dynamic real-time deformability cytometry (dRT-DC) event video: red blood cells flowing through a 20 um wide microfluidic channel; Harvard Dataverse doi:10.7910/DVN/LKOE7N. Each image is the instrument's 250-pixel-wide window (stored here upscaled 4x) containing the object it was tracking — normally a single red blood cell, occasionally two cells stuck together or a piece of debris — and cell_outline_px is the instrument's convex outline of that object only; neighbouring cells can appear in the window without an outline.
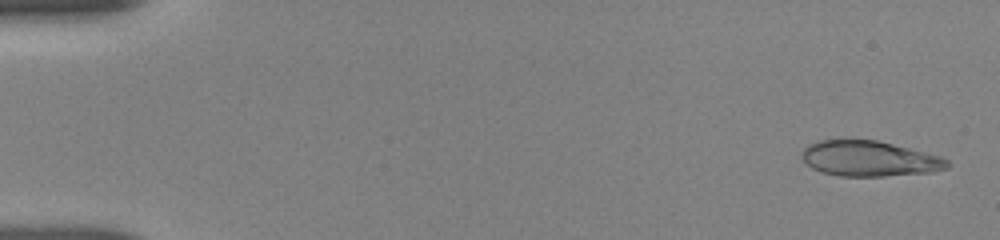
{"species": "human", "species_latin": "Homo sapiens", "temperature_condition": "room temperature", "stored_images_in_passage": 30, "camera_frame_rate_fps": 3000, "um_per_image_px": 0.085, "donor": {"sex": "female"}, "frame": {"image": 1, "passage_image": 1, "time_ms": 0.0, "image_size_px": [1000, 240], "cell_outline_px": [[952, 164], [948, 168], [932, 172], [884, 176], [840, 176], [824, 172], [812, 168], [800, 156], [800, 152], [808, 144], [820, 140], [876, 140], [940, 156], [948, 160]], "centroid_in_image_um": [73.9, 13.49], "position_along_channel_um": 11.1, "area_um2": 29.88}}
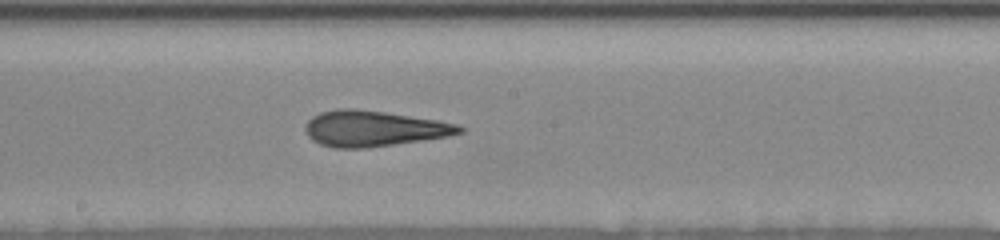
{"frame": {"image": 2, "passage_image": 17, "time_ms": 9.0, "image_size_px": [1000, 240], "cell_outline_px": [[464, 132], [448, 136], [368, 148], [332, 148], [320, 144], [312, 140], [308, 136], [304, 128], [308, 120], [312, 116], [320, 112], [336, 108], [356, 108], [384, 112], [436, 120], [456, 124], [464, 128]], "centroid_in_image_um": [31.7, 10.92], "position_along_channel_um": 216.5, "area_um2": 32.08}}
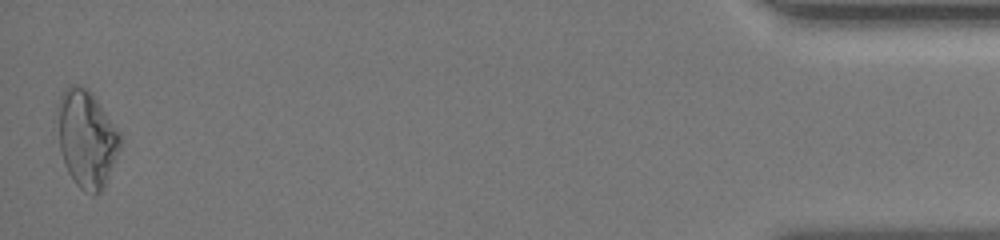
{"frame": {"image": 3, "passage_image": 30, "time_ms": 16.667, "image_size_px": [1000, 240], "cell_outline_px": [[120, 144], [104, 188], [100, 192], [92, 196], [84, 192], [76, 184], [68, 172], [64, 164], [60, 148], [56, 104], [60, 96], [72, 84], [80, 84], [92, 92], [120, 132]], "centroid_in_image_um": [7.34, 11.78], "position_along_channel_um": 427.9, "area_um2": 35.43}, "authors_computed_cell_mechanics": {"area_um2": 31.1831, "velocity_mm_per_s": 3.8247, "shape_relaxation_time_tau1_ms": null, "shape_relaxation_time_tau2_ms": 2.2405, "deformation_change_tau1": null, "deformation_change_tau2": 0.1088}}